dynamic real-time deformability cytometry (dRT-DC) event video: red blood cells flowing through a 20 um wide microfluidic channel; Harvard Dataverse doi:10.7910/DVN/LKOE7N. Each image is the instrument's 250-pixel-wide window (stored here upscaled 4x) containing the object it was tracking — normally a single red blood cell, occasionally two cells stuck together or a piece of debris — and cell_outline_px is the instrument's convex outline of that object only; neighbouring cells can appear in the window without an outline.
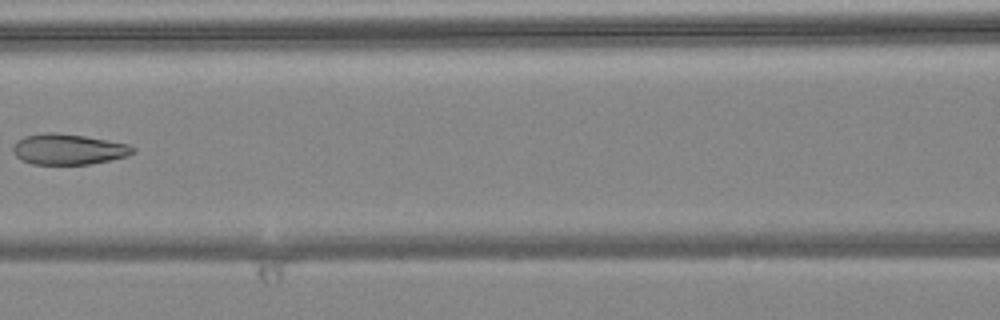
{"species": "common noctule bat (a hibernating species)", "species_latin": "Nyctalus noctula", "temperature_condition": "warm", "stored_images_in_passage": 6, "camera_frame_rate_fps": 3000, "um_per_image_px": 0.085, "animal": {"sex": "female", "body_mass_g": 24.6, "forearm_length_mm": 56.2}, "frame": {"image": 1, "passage_image": 5, "time_ms": 1.333, "image_size_px": [1000, 320], "cell_outline_px": [[136, 152], [128, 156], [112, 160], [88, 164], [32, 164], [20, 160], [12, 152], [12, 148], [16, 140], [24, 136], [44, 132], [56, 132], [84, 136], [128, 144], [136, 148]], "centroid_in_image_um": [5.79, 12.68], "position_along_channel_um": 160.8, "area_um2": 21.68}}
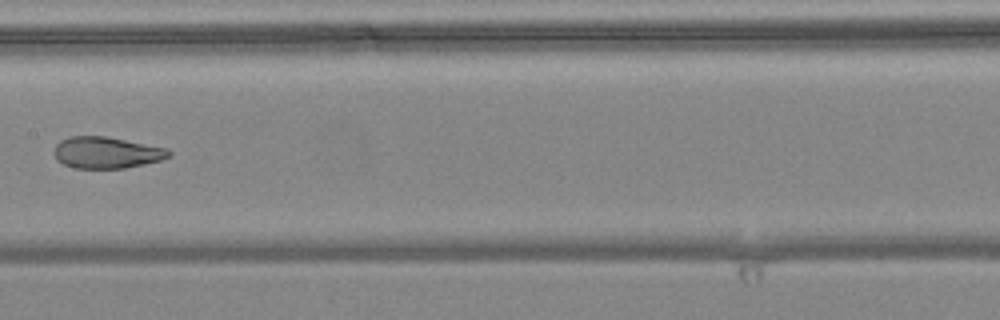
{"frame": {"image": 2, "passage_image": 6, "time_ms": 1.667, "image_size_px": [1000, 320], "cell_outline_px": [[172, 156], [160, 160], [144, 164], [124, 168], [76, 168], [64, 164], [56, 160], [52, 152], [56, 144], [60, 140], [72, 136], [104, 136], [168, 148], [172, 152]], "centroid_in_image_um": [9.04, 12.97], "position_along_channel_um": 198.4, "area_um2": 21.15}}